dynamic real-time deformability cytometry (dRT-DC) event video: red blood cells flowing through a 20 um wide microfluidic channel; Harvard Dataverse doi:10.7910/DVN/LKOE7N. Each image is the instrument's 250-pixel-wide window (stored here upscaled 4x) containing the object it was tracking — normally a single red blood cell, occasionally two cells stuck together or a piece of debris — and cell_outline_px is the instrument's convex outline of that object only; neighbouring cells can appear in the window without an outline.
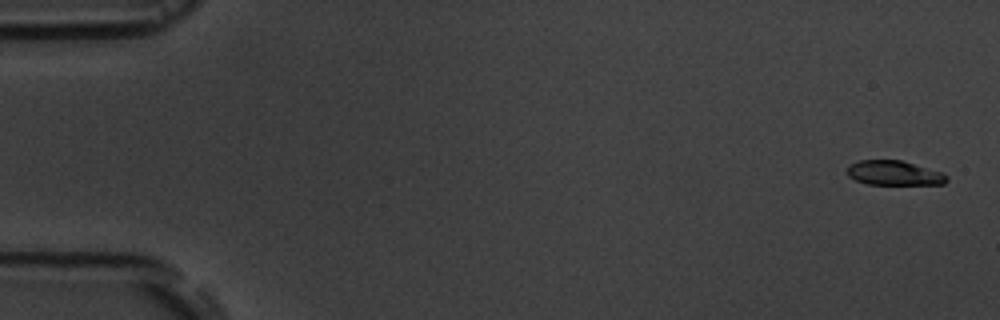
{"species": "common noctule bat (a hibernating species)", "species_latin": "Nyctalus noctula", "temperature_condition": "room temperature", "stored_images_in_passage": 11, "camera_frame_rate_fps": 3000, "um_per_image_px": 0.085, "animal": {"sex": "male", "body_mass_g": 19.5, "forearm_length_mm": 54.6}, "frame": {"image": 1, "passage_image": 1, "time_ms": 0.0, "image_size_px": [1000, 320], "cell_outline_px": [[948, 180], [944, 184], [868, 184], [856, 180], [848, 176], [848, 164], [860, 160], [900, 160], [944, 172], [948, 176]], "centroid_in_image_um": [76.02, 14.7], "position_along_channel_um": 9.0, "area_um2": 14.28}}
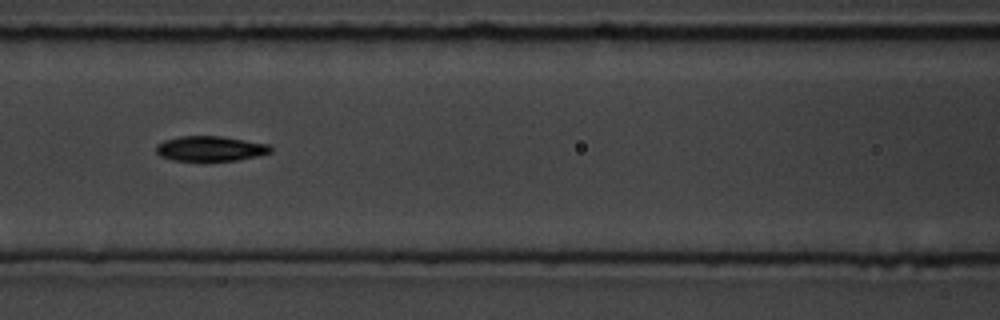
{"frame": {"image": 2, "passage_image": 7, "time_ms": 7.667, "image_size_px": [1000, 320], "cell_outline_px": [[272, 152], [256, 156], [236, 160], [204, 164], [172, 160], [160, 156], [156, 152], [156, 144], [164, 140], [180, 136], [220, 136], [268, 144], [272, 148]], "centroid_in_image_um": [17.82, 12.68], "position_along_channel_um": 148.8, "area_um2": 17.46}}
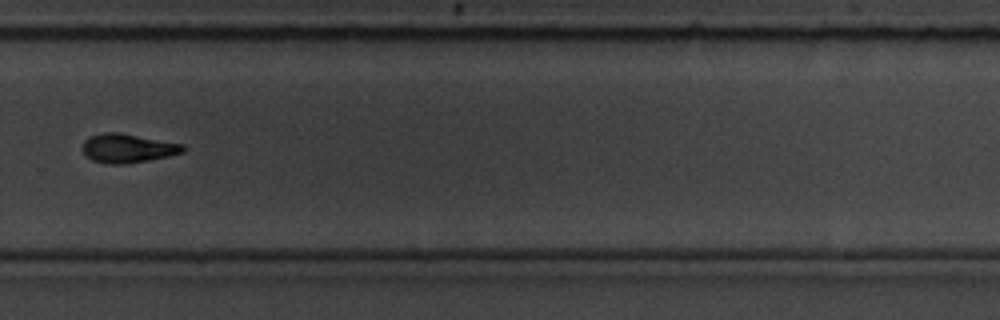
{"frame": {"image": 3, "passage_image": 11, "time_ms": 12.333, "image_size_px": [1000, 320], "cell_outline_px": [[184, 152], [168, 156], [128, 164], [108, 164], [92, 160], [84, 152], [84, 140], [92, 136], [104, 132], [120, 132], [184, 144]], "centroid_in_image_um": [10.89, 12.6], "position_along_channel_um": 318.9, "area_um2": 16.82}}